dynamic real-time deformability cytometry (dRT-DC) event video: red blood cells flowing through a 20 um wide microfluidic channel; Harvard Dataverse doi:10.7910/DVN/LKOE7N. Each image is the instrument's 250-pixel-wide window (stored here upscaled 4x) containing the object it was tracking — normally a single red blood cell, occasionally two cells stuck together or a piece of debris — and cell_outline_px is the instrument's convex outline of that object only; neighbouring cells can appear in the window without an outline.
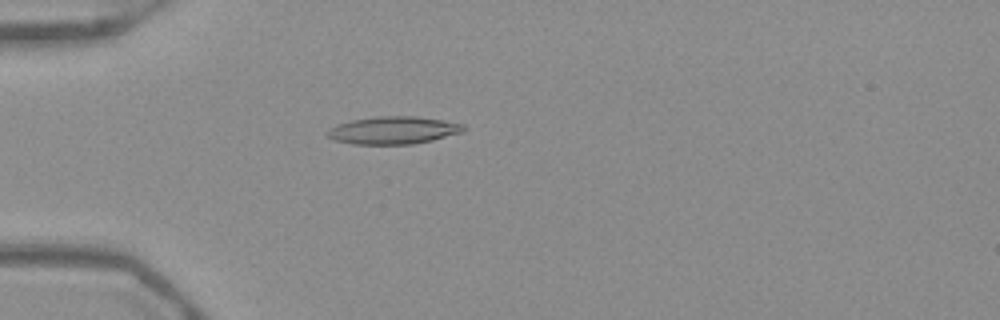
{"species": "Egyptian fruit bat (a non-hibernating species)", "species_latin": "Rousettus aegyptiacus", "temperature_condition": "warm", "stored_images_in_passage": 53, "camera_frame_rate_fps": 3000, "um_per_image_px": 0.085, "frame": {"image": 1, "passage_image": 16, "time_ms": 5.0, "image_size_px": [1000, 320], "cell_outline_px": [[464, 132], [432, 140], [412, 144], [352, 144], [336, 140], [328, 136], [324, 132], [328, 128], [336, 124], [352, 120], [376, 116], [416, 116], [464, 124]], "centroid_in_image_um": [33.39, 11.07], "position_along_channel_um": 51.6, "area_um2": 21.91}}
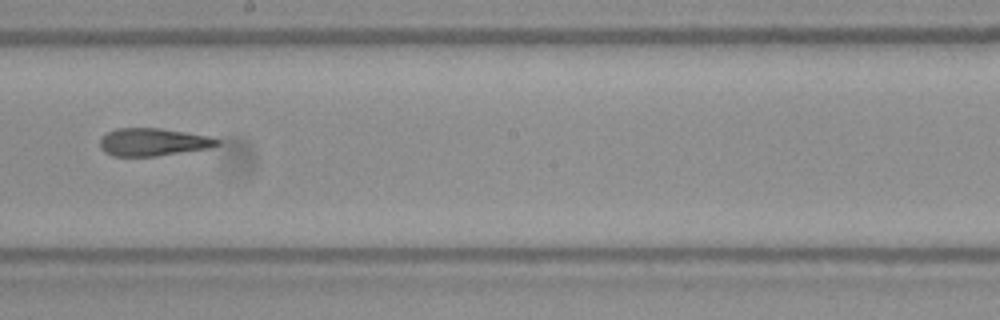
{"frame": {"image": 2, "passage_image": 31, "time_ms": 10.0, "image_size_px": [1000, 320], "cell_outline_px": [[220, 144], [208, 148], [156, 156], [112, 156], [104, 152], [100, 148], [100, 140], [108, 132], [116, 128], [160, 128], [208, 136], [220, 140]], "centroid_in_image_um": [12.98, 12.08], "position_along_channel_um": 235.2, "area_um2": 18.79}}
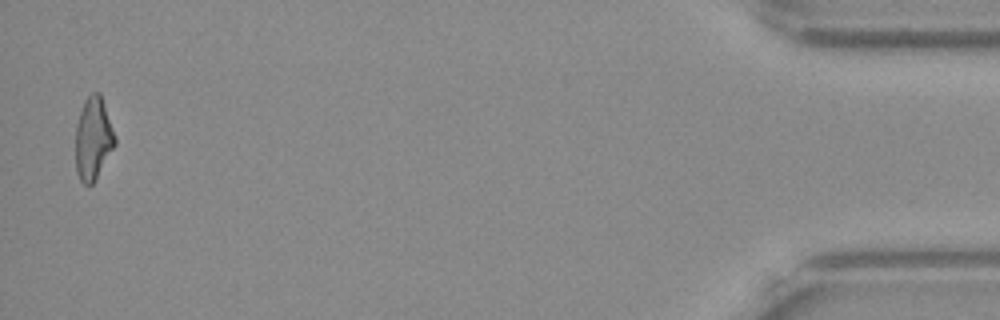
{"frame": {"image": 3, "passage_image": 52, "time_ms": 17.0, "image_size_px": [1000, 320], "cell_outline_px": [[116, 144], [92, 184], [84, 184], [80, 180], [76, 172], [76, 124], [84, 100], [92, 92], [100, 92], [116, 140]], "centroid_in_image_um": [7.91, 11.77], "position_along_channel_um": 427.3, "area_um2": 18.67}, "authors_computed_cell_mechanics": {"area_um2": 19.652, "velocity_mm_per_s": 3.9487, "shape_relaxation_time_tau1_ms": null, "shape_relaxation_time_tau2_ms": 2.8289, "deformation_change_tau1": null, "deformation_change_tau2": 0.1316}}